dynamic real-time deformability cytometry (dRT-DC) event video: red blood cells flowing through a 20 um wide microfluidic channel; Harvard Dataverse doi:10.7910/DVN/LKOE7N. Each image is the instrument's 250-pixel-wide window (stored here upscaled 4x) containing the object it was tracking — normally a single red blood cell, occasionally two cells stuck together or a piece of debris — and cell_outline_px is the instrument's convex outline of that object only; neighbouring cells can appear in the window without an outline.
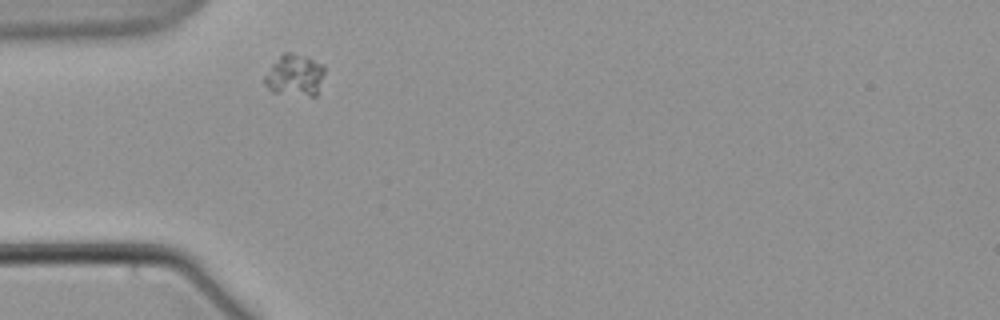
{"species": "common noctule bat (a hibernating species)", "species_latin": "Nyctalus noctula", "temperature_condition": "warm", "stored_images_in_passage": 2, "camera_frame_rate_fps": 3000, "um_per_image_px": 0.085, "animal": {"sex": "male", "body_mass_g": 21.5, "forearm_length_mm": 52.0}, "frame": {"image": 1, "passage_image": 1, "time_ms": 0.0, "image_size_px": [1000, 320], "cell_outline_px": [[324, 72], [316, 96], [308, 96], [272, 92], [264, 84], [264, 76], [272, 64], [284, 52], [292, 52], [304, 56], [324, 64]], "centroid_in_image_um": [25.04, 6.39], "position_along_channel_um": 60.0, "area_um2": 14.51}}